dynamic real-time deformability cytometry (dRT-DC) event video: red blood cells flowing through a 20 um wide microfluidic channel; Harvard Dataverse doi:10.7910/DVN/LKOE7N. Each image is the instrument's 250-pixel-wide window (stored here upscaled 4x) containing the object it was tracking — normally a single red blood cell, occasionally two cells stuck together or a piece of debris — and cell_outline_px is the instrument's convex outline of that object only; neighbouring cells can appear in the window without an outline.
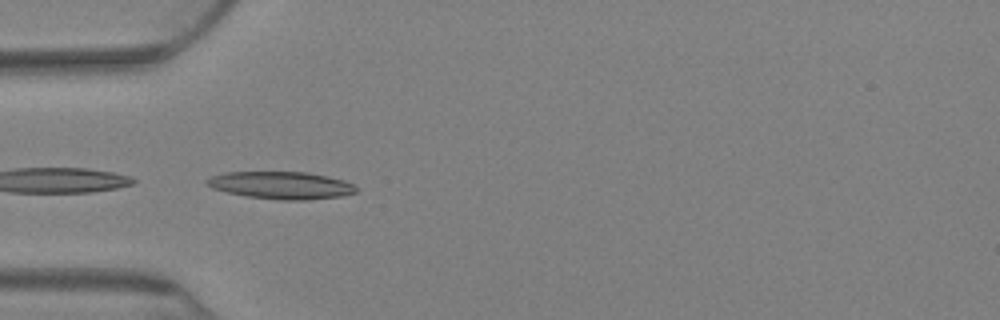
{"species": "Egyptian fruit bat (a non-hibernating species)", "species_latin": "Rousettus aegyptiacus", "temperature_condition": "warm", "stored_images_in_passage": 8, "camera_frame_rate_fps": 3000, "um_per_image_px": 0.085, "animal": {"sex": "female"}, "frame": {"image": 1, "passage_image": 1, "time_ms": 0.0, "image_size_px": [1000, 320], "cell_outline_px": [[356, 192], [344, 196], [308, 200], [280, 200], [244, 196], [212, 188], [204, 180], [212, 176], [224, 172], [308, 172], [328, 176], [344, 180], [352, 184], [356, 188]], "centroid_in_image_um": [23.91, 15.75], "position_along_channel_um": 61.1, "area_um2": 23.93}}